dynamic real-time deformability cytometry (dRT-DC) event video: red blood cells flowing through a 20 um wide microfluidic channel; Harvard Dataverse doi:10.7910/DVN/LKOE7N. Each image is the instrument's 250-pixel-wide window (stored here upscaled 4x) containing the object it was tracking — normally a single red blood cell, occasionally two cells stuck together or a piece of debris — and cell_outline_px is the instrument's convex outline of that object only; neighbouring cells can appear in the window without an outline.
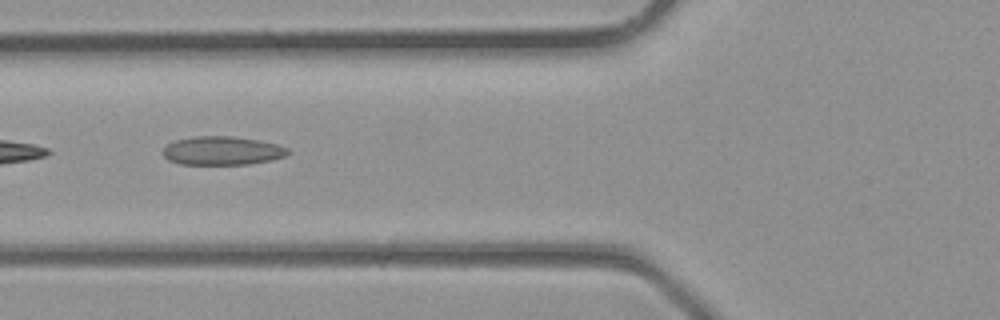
{"species": "common noctule bat (a hibernating species)", "species_latin": "Nyctalus noctula", "temperature_condition": "room temperature", "stored_images_in_passage": 4, "camera_frame_rate_fps": 3000, "um_per_image_px": 0.085, "animal": {"sex": "male", "body_mass_g": 23.1, "forearm_length_mm": 52.7}, "frame": {"image": 1, "passage_image": 4, "time_ms": 1.0, "image_size_px": [1000, 320], "cell_outline_px": [[292, 152], [288, 156], [272, 160], [248, 164], [180, 164], [168, 160], [164, 156], [164, 148], [168, 144], [176, 140], [192, 136], [232, 136], [256, 140], [276, 144], [288, 148]], "centroid_in_image_um": [18.93, 12.81], "position_along_channel_um": 106.9, "area_um2": 20.87}}